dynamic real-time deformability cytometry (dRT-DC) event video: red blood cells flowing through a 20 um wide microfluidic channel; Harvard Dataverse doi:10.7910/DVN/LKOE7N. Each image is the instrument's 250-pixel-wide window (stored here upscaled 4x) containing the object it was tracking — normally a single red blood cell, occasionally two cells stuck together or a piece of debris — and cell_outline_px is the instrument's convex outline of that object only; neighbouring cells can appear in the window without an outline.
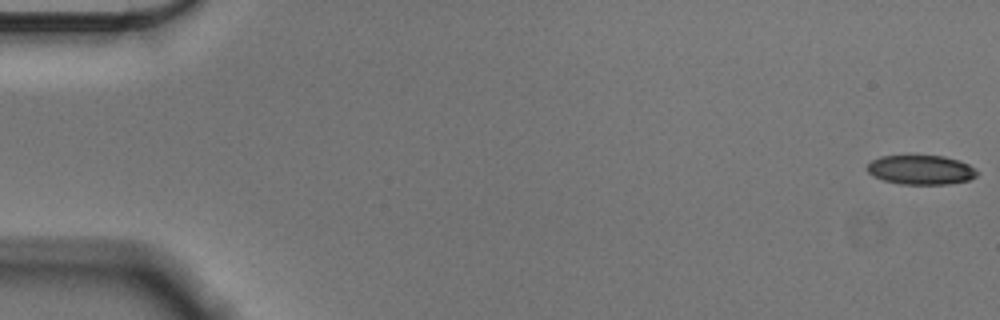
{"species": "Egyptian fruit bat (a non-hibernating species)", "species_latin": "Rousettus aegyptiacus", "temperature_condition": "cold", "stored_images_in_passage": 56, "camera_frame_rate_fps": 3000, "um_per_image_px": 0.085, "animal": {"sex": "male"}, "frame": {"image": 1, "passage_image": 1, "time_ms": 0.0, "image_size_px": [1000, 320], "cell_outline_px": [[980, 172], [976, 176], [968, 180], [948, 184], [900, 184], [884, 180], [872, 176], [868, 172], [868, 164], [872, 160], [880, 156], [944, 156], [960, 160], [968, 164]], "centroid_in_image_um": [78.3, 14.44], "position_along_channel_um": 6.7, "area_um2": 18.79}}
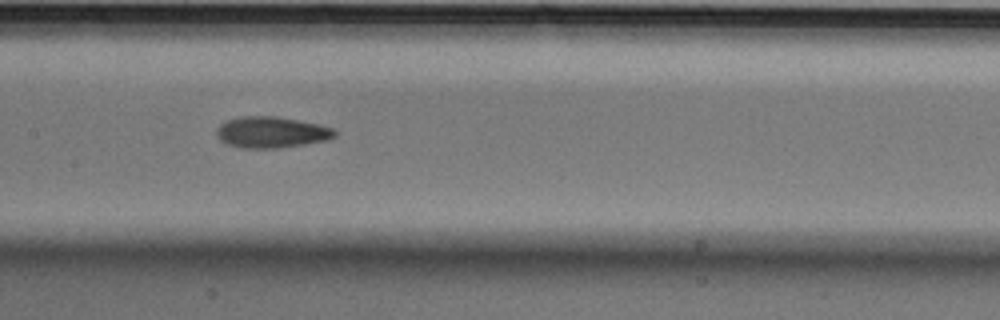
{"frame": {"image": 2, "passage_image": 28, "time_ms": 9.0, "image_size_px": [1000, 320], "cell_outline_px": [[336, 136], [328, 140], [304, 144], [276, 148], [240, 148], [224, 144], [216, 136], [216, 128], [220, 124], [228, 120], [244, 116], [276, 116], [320, 124], [332, 128], [336, 132]], "centroid_in_image_um": [23.04, 11.25], "position_along_channel_um": 184.4, "area_um2": 21.62}}
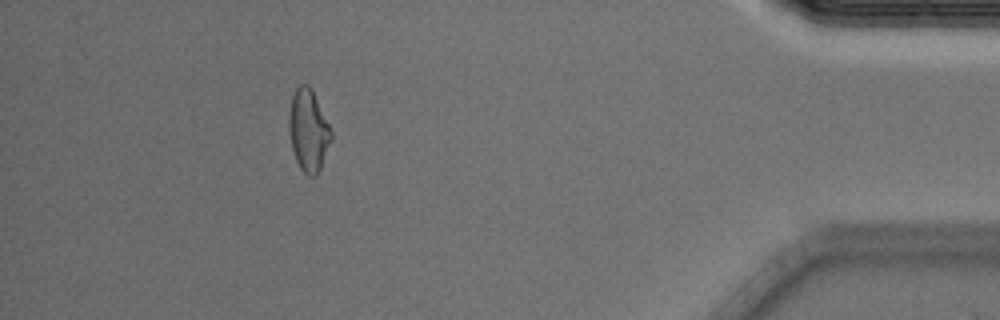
{"frame": {"image": 3, "passage_image": 51, "time_ms": 16.667, "image_size_px": [1000, 320], "cell_outline_px": [[332, 140], [320, 168], [316, 176], [308, 176], [300, 168], [296, 160], [292, 148], [288, 132], [288, 116], [292, 96], [296, 88], [300, 84], [308, 84], [312, 88], [332, 132]], "centroid_in_image_um": [26.2, 11.07], "position_along_channel_um": 409.0, "area_um2": 20.23}, "authors_computed_cell_mechanics": {"area_um2": 20.4901, "velocity_mm_per_s": 3.6089, "shape_relaxation_time_tau1_ms": null, "shape_relaxation_time_tau2_ms": 4.524, "deformation_change_tau1": null, "deformation_change_tau2": 0.1239}}